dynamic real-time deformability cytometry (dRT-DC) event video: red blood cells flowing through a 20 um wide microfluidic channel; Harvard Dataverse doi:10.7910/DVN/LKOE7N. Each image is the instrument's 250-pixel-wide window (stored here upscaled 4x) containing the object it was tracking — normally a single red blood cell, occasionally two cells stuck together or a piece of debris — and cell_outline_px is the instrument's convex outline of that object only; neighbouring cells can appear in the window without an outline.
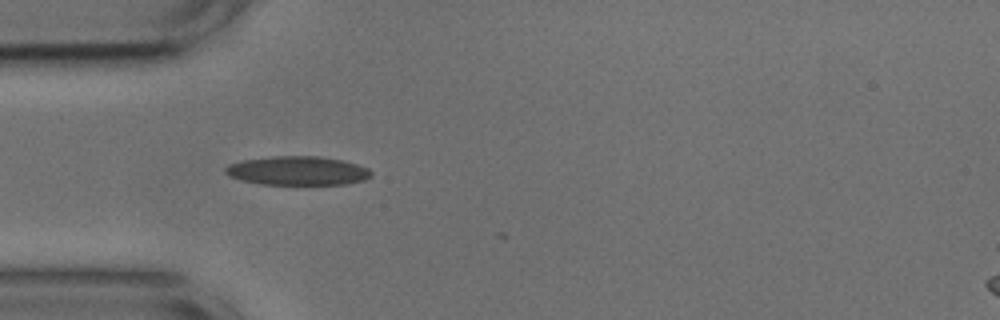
{"species": "common noctule bat (a hibernating species)", "species_latin": "Nyctalus noctula", "temperature_condition": "cold", "stored_images_in_passage": 11, "camera_frame_rate_fps": 3000, "um_per_image_px": 0.085, "animal": {"sex": "male", "body_mass_g": 17.9, "forearm_length_mm": 54.2}, "frame": {"image": 1, "passage_image": 1, "time_ms": 0.0, "image_size_px": [1000, 320], "cell_outline_px": [[372, 176], [364, 180], [344, 184], [260, 184], [244, 180], [232, 176], [224, 172], [224, 168], [228, 164], [244, 160], [272, 156], [320, 156], [344, 160], [368, 168], [372, 172]], "centroid_in_image_um": [25.33, 14.5], "position_along_channel_um": 59.7, "area_um2": 24.45}}
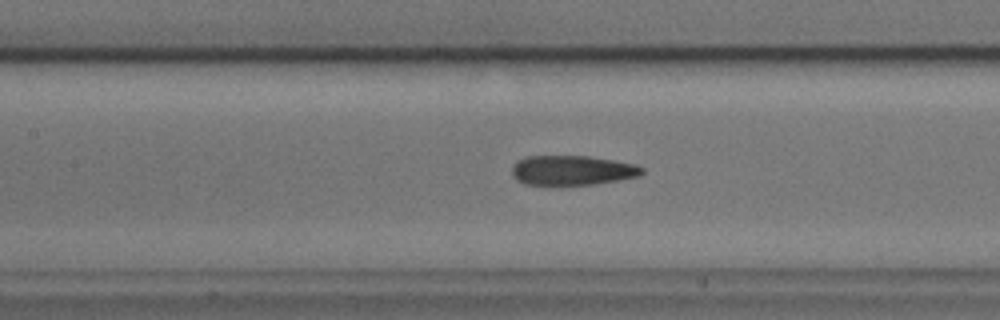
{"frame": {"image": 2, "passage_image": 9, "time_ms": 2.667, "image_size_px": [1000, 320], "cell_outline_px": [[644, 172], [640, 176], [620, 180], [596, 184], [548, 188], [524, 184], [516, 180], [512, 176], [512, 164], [516, 160], [524, 156], [588, 156], [636, 164], [644, 168]], "centroid_in_image_um": [48.56, 14.52], "position_along_channel_um": 158.8, "area_um2": 23.7}}